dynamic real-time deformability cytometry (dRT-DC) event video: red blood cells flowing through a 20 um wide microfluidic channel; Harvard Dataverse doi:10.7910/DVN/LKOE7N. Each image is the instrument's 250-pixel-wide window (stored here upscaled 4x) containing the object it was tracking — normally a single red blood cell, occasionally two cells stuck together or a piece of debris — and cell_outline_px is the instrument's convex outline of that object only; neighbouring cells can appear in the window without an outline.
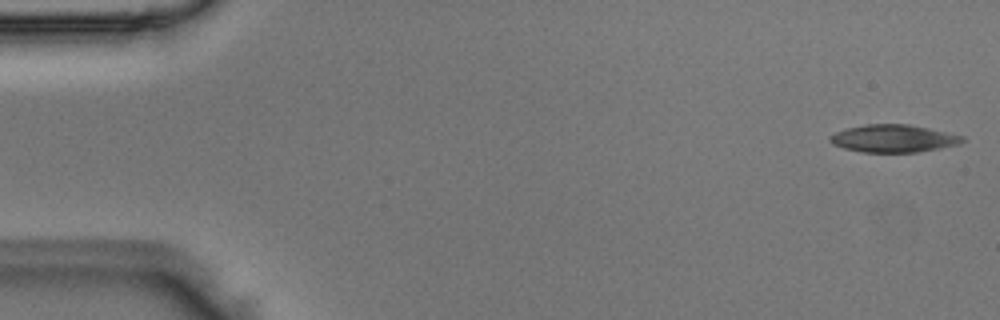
{"species": "Egyptian fruit bat (a non-hibernating species)", "species_latin": "Rousettus aegyptiacus", "temperature_condition": "room temperature", "stored_images_in_passage": 51, "camera_frame_rate_fps": 3000, "um_per_image_px": 0.085, "animal": {"sex": "male"}, "frame": {"image": 1, "passage_image": 1, "time_ms": 0.0, "image_size_px": [1000, 320], "cell_outline_px": [[968, 140], [960, 144], [940, 148], [916, 152], [864, 152], [844, 148], [832, 144], [828, 140], [828, 136], [836, 132], [848, 128], [864, 124], [908, 124], [928, 128], [964, 136]], "centroid_in_image_um": [75.96, 11.77], "position_along_channel_um": 9.0, "area_um2": 21.33}}
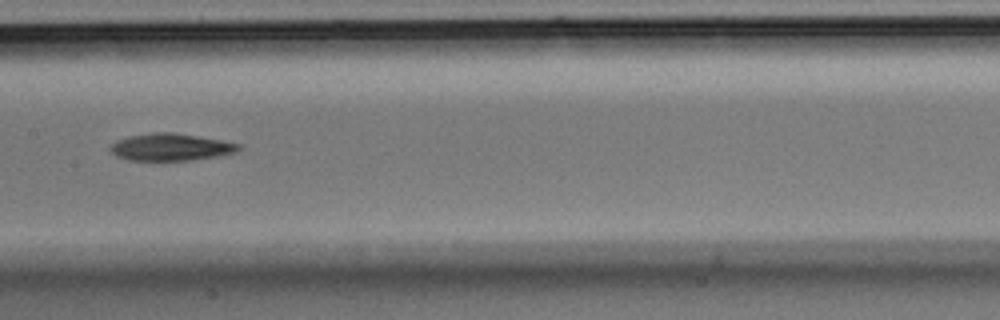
{"frame": {"image": 2, "passage_image": 25, "time_ms": 8.0, "image_size_px": [1000, 320], "cell_outline_px": [[240, 148], [236, 152], [220, 156], [196, 160], [128, 160], [116, 156], [108, 148], [116, 140], [128, 136], [156, 132], [172, 132], [220, 140], [240, 144]], "centroid_in_image_um": [14.5, 12.51], "position_along_channel_um": 192.9, "area_um2": 20.29}}
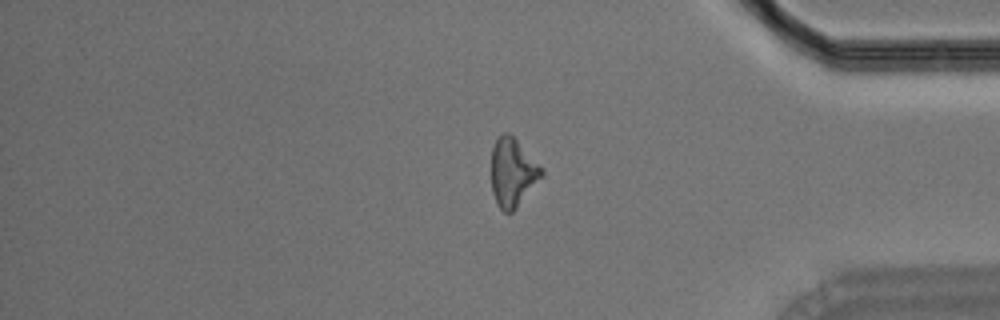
{"frame": {"image": 3, "passage_image": 42, "time_ms": 13.667, "image_size_px": [1000, 320], "cell_outline_px": [[544, 176], [516, 208], [512, 212], [504, 212], [500, 208], [492, 192], [492, 148], [496, 136], [504, 132], [508, 132], [516, 140], [544, 172]], "centroid_in_image_um": [43.56, 14.66], "position_along_channel_um": 391.6, "area_um2": 19.71}}